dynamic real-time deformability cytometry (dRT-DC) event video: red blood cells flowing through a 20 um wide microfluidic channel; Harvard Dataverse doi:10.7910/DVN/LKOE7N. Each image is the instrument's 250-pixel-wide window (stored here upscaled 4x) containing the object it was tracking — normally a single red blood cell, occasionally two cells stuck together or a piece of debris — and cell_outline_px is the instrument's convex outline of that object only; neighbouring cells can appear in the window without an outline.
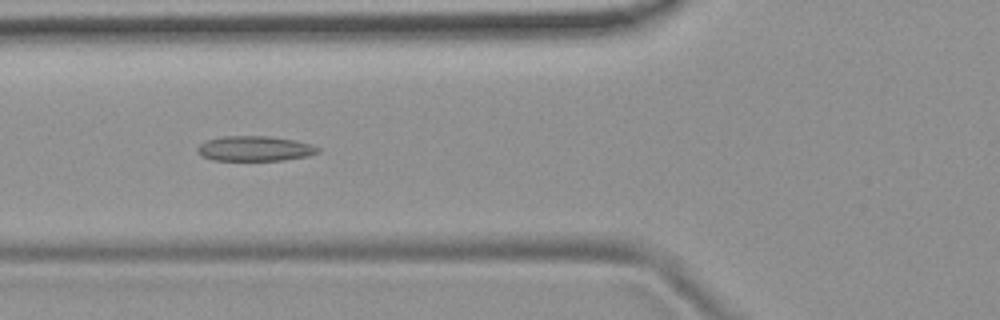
{"species": "common noctule bat (a hibernating species)", "species_latin": "Nyctalus noctula", "temperature_condition": "room temperature", "stored_images_in_passage": 52, "camera_frame_rate_fps": 3000, "um_per_image_px": 0.085, "animal": {"sex": "female", "body_mass_g": 19.9}, "frame": {"image": 1, "passage_image": 18, "time_ms": 5.667, "image_size_px": [1000, 320], "cell_outline_px": [[320, 152], [308, 156], [284, 160], [212, 160], [200, 156], [196, 152], [196, 148], [204, 140], [224, 136], [268, 136], [296, 140], [312, 144], [320, 148]], "centroid_in_image_um": [21.64, 12.62], "position_along_channel_um": 104.2, "area_um2": 17.86}}
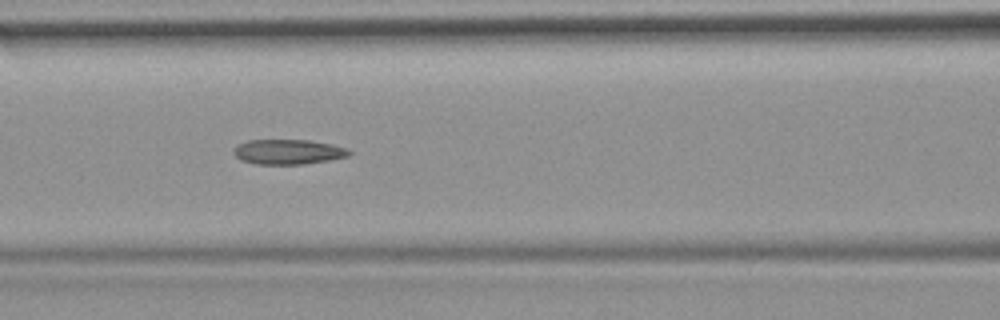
{"frame": {"image": 2, "passage_image": 21, "time_ms": 6.667, "image_size_px": [1000, 320], "cell_outline_px": [[352, 152], [348, 156], [328, 160], [304, 164], [256, 164], [240, 160], [232, 152], [240, 144], [248, 140], [308, 140], [332, 144], [348, 148]], "centroid_in_image_um": [24.51, 12.91], "position_along_channel_um": 142.1, "area_um2": 16.7}}
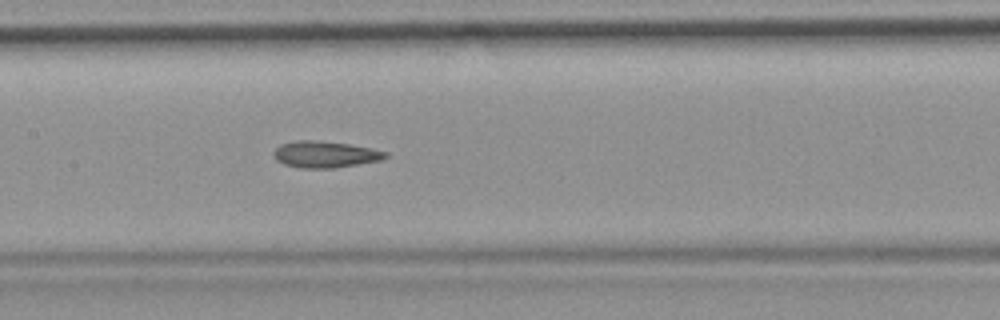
{"frame": {"image": 3, "passage_image": 24, "time_ms": 7.667, "image_size_px": [1000, 320], "cell_outline_px": [[388, 156], [380, 160], [336, 168], [300, 168], [284, 164], [276, 160], [272, 152], [280, 144], [296, 140], [312, 140], [348, 144], [372, 148], [388, 152]], "centroid_in_image_um": [27.62, 13.12], "position_along_channel_um": 179.8, "area_um2": 17.28}, "authors_computed_cell_mechanics": {"area_um2": 17.3689, "velocity_mm_per_s": 3.7728, "shape_relaxation_time_tau1_ms": null, "shape_relaxation_time_tau2_ms": 4.7149, "deformation_change_tau1": null, "deformation_change_tau2": 0.1396}}